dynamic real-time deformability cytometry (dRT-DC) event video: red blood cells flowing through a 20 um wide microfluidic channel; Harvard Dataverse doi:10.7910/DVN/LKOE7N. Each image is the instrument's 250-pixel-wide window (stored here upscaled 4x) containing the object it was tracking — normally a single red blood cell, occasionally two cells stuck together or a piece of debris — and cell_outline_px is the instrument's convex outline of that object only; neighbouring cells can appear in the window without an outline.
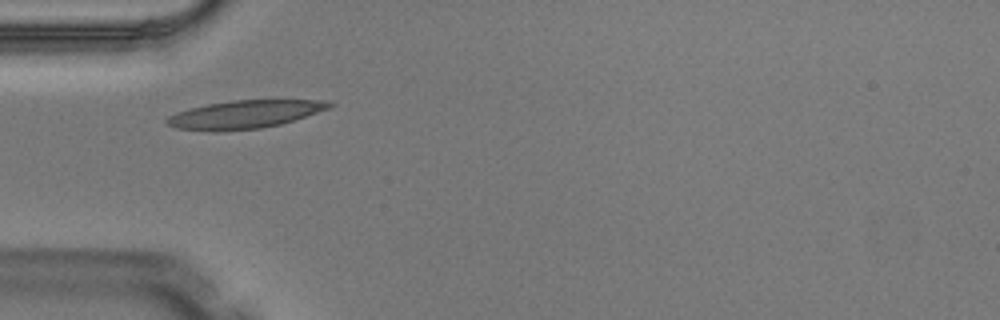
{"species": "Egyptian fruit bat (a non-hibernating species)", "species_latin": "Rousettus aegyptiacus", "temperature_condition": "warm", "stored_images_in_passage": 2, "camera_frame_rate_fps": 3000, "um_per_image_px": 0.085, "animal": {"sex": "male"}, "frame": {"image": 1, "passage_image": 1, "time_ms": 0.0, "image_size_px": [1000, 320], "cell_outline_px": [[336, 104], [332, 108], [280, 124], [260, 128], [220, 132], [208, 132], [176, 128], [168, 124], [164, 120], [168, 116], [176, 112], [208, 104], [232, 100], [328, 100]], "centroid_in_image_um": [20.81, 9.73], "position_along_channel_um": 64.2, "area_um2": 26.82}}